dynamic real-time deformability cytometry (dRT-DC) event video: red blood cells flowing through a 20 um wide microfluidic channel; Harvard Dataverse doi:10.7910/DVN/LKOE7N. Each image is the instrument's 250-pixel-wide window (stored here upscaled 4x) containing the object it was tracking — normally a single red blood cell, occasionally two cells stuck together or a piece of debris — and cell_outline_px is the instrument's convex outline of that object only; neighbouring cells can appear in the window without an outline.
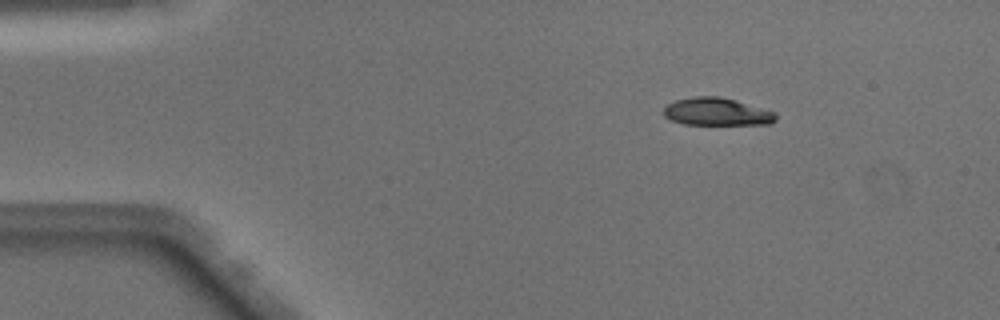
{"species": "Egyptian fruit bat (a non-hibernating species)", "species_latin": "Rousettus aegyptiacus", "temperature_condition": "warm", "stored_images_in_passage": 44, "camera_frame_rate_fps": 3000, "um_per_image_px": 0.085, "animal": {"sex": "male"}, "frame": {"image": 1, "passage_image": 1, "time_ms": 0.0, "image_size_px": [1000, 320], "cell_outline_px": [[776, 120], [772, 124], [684, 124], [672, 120], [664, 116], [664, 108], [668, 104], [676, 100], [692, 96], [720, 96], [736, 100], [776, 112]], "centroid_in_image_um": [60.95, 9.49], "position_along_channel_um": 24.1, "area_um2": 18.09}}
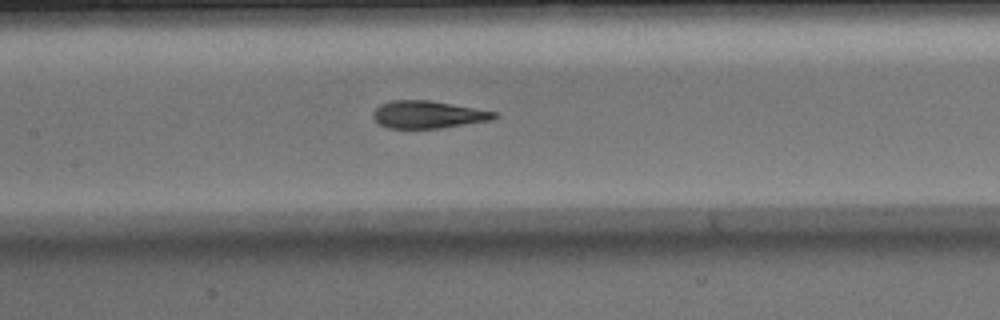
{"frame": {"image": 2, "passage_image": 17, "time_ms": 5.333, "image_size_px": [1000, 320], "cell_outline_px": [[500, 116], [492, 120], [440, 128], [388, 128], [380, 124], [372, 116], [372, 112], [380, 104], [392, 100], [432, 100], [496, 112]], "centroid_in_image_um": [36.39, 9.73], "position_along_channel_um": 171.0, "area_um2": 19.42}}
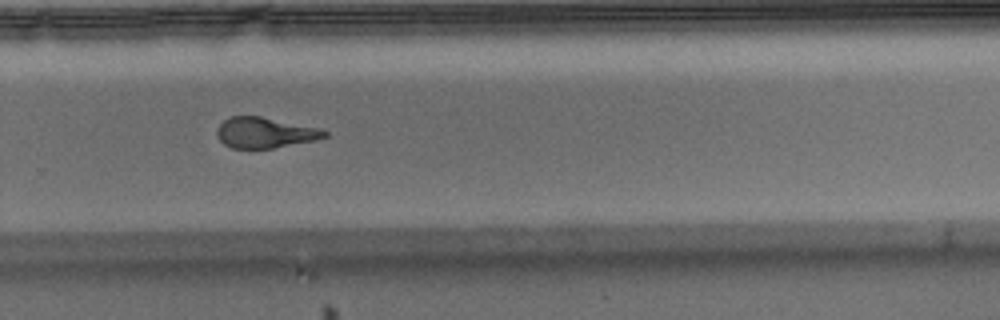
{"frame": {"image": 3, "passage_image": 27, "time_ms": 8.667, "image_size_px": [1000, 320], "cell_outline_px": [[328, 136], [316, 140], [272, 148], [232, 148], [224, 144], [216, 136], [216, 128], [224, 120], [232, 116], [260, 116], [320, 128], [328, 132]], "centroid_in_image_um": [22.51, 11.27], "position_along_channel_um": 307.3, "area_um2": 19.19}, "authors_computed_cell_mechanics": {"area_um2": 20.23, "velocity_mm_per_s": 4.1094, "shape_relaxation_time_tau1_ms": 5.007, "shape_relaxation_time_tau2_ms": 1.3672, "deformation_change_tau1": 0.2082, "deformation_change_tau2": 0.1022}}